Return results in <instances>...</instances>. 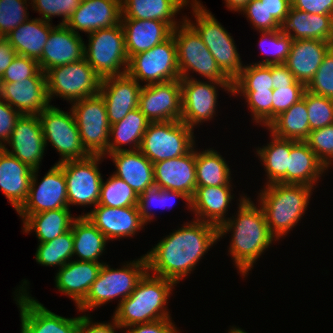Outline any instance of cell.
Segmentation results:
<instances>
[{
	"label": "cell",
	"mask_w": 333,
	"mask_h": 333,
	"mask_svg": "<svg viewBox=\"0 0 333 333\" xmlns=\"http://www.w3.org/2000/svg\"><path fill=\"white\" fill-rule=\"evenodd\" d=\"M219 241L218 227L193 217L182 227L160 240L145 254L149 273L173 281L195 270L201 258Z\"/></svg>",
	"instance_id": "obj_1"
},
{
	"label": "cell",
	"mask_w": 333,
	"mask_h": 333,
	"mask_svg": "<svg viewBox=\"0 0 333 333\" xmlns=\"http://www.w3.org/2000/svg\"><path fill=\"white\" fill-rule=\"evenodd\" d=\"M238 210L235 216L218 227L220 238L231 232L229 254L242 276L249 275L256 260L277 239L271 234L264 211L260 204L251 201L250 197L240 195Z\"/></svg>",
	"instance_id": "obj_2"
},
{
	"label": "cell",
	"mask_w": 333,
	"mask_h": 333,
	"mask_svg": "<svg viewBox=\"0 0 333 333\" xmlns=\"http://www.w3.org/2000/svg\"><path fill=\"white\" fill-rule=\"evenodd\" d=\"M174 286L177 285L173 281L147 271L130 296L117 305L112 317L123 329L137 324L172 319L167 301Z\"/></svg>",
	"instance_id": "obj_3"
},
{
	"label": "cell",
	"mask_w": 333,
	"mask_h": 333,
	"mask_svg": "<svg viewBox=\"0 0 333 333\" xmlns=\"http://www.w3.org/2000/svg\"><path fill=\"white\" fill-rule=\"evenodd\" d=\"M257 196L271 234L277 241L292 231L306 212L312 186L274 183L265 185Z\"/></svg>",
	"instance_id": "obj_4"
},
{
	"label": "cell",
	"mask_w": 333,
	"mask_h": 333,
	"mask_svg": "<svg viewBox=\"0 0 333 333\" xmlns=\"http://www.w3.org/2000/svg\"><path fill=\"white\" fill-rule=\"evenodd\" d=\"M104 263L98 277L91 285L85 299L77 306L80 312L94 310L117 297L118 305L135 290L138 282L148 271L145 255L127 262L121 268L113 269Z\"/></svg>",
	"instance_id": "obj_5"
},
{
	"label": "cell",
	"mask_w": 333,
	"mask_h": 333,
	"mask_svg": "<svg viewBox=\"0 0 333 333\" xmlns=\"http://www.w3.org/2000/svg\"><path fill=\"white\" fill-rule=\"evenodd\" d=\"M190 4L196 23L186 16L185 20L201 36L221 71L233 82L240 75L244 65L231 33H228L200 1L191 0Z\"/></svg>",
	"instance_id": "obj_6"
},
{
	"label": "cell",
	"mask_w": 333,
	"mask_h": 333,
	"mask_svg": "<svg viewBox=\"0 0 333 333\" xmlns=\"http://www.w3.org/2000/svg\"><path fill=\"white\" fill-rule=\"evenodd\" d=\"M172 34L177 47L180 79H190L192 71L207 80L232 82L221 71L201 36L185 20V16L182 18V23L173 29Z\"/></svg>",
	"instance_id": "obj_7"
},
{
	"label": "cell",
	"mask_w": 333,
	"mask_h": 333,
	"mask_svg": "<svg viewBox=\"0 0 333 333\" xmlns=\"http://www.w3.org/2000/svg\"><path fill=\"white\" fill-rule=\"evenodd\" d=\"M84 58L101 79L126 74L129 59L121 23L87 35Z\"/></svg>",
	"instance_id": "obj_8"
},
{
	"label": "cell",
	"mask_w": 333,
	"mask_h": 333,
	"mask_svg": "<svg viewBox=\"0 0 333 333\" xmlns=\"http://www.w3.org/2000/svg\"><path fill=\"white\" fill-rule=\"evenodd\" d=\"M194 129L181 120L150 122L139 150L154 164L189 153L195 145Z\"/></svg>",
	"instance_id": "obj_9"
},
{
	"label": "cell",
	"mask_w": 333,
	"mask_h": 333,
	"mask_svg": "<svg viewBox=\"0 0 333 333\" xmlns=\"http://www.w3.org/2000/svg\"><path fill=\"white\" fill-rule=\"evenodd\" d=\"M101 77L86 59L61 65L46 72L48 97H62L71 103L99 94Z\"/></svg>",
	"instance_id": "obj_10"
},
{
	"label": "cell",
	"mask_w": 333,
	"mask_h": 333,
	"mask_svg": "<svg viewBox=\"0 0 333 333\" xmlns=\"http://www.w3.org/2000/svg\"><path fill=\"white\" fill-rule=\"evenodd\" d=\"M42 133L48 143L61 155L57 163L68 160H82L90 156L82 145L74 114L50 105L39 114Z\"/></svg>",
	"instance_id": "obj_11"
},
{
	"label": "cell",
	"mask_w": 333,
	"mask_h": 333,
	"mask_svg": "<svg viewBox=\"0 0 333 333\" xmlns=\"http://www.w3.org/2000/svg\"><path fill=\"white\" fill-rule=\"evenodd\" d=\"M126 73L145 85L180 79L173 34L150 50L132 56Z\"/></svg>",
	"instance_id": "obj_12"
},
{
	"label": "cell",
	"mask_w": 333,
	"mask_h": 333,
	"mask_svg": "<svg viewBox=\"0 0 333 333\" xmlns=\"http://www.w3.org/2000/svg\"><path fill=\"white\" fill-rule=\"evenodd\" d=\"M83 147L90 155L108 150L110 123L100 94L75 101L71 106Z\"/></svg>",
	"instance_id": "obj_13"
},
{
	"label": "cell",
	"mask_w": 333,
	"mask_h": 333,
	"mask_svg": "<svg viewBox=\"0 0 333 333\" xmlns=\"http://www.w3.org/2000/svg\"><path fill=\"white\" fill-rule=\"evenodd\" d=\"M103 155H90L82 160L57 163L64 171L68 208L70 205L93 206L98 204L103 176L99 162Z\"/></svg>",
	"instance_id": "obj_14"
},
{
	"label": "cell",
	"mask_w": 333,
	"mask_h": 333,
	"mask_svg": "<svg viewBox=\"0 0 333 333\" xmlns=\"http://www.w3.org/2000/svg\"><path fill=\"white\" fill-rule=\"evenodd\" d=\"M15 290L20 311L21 333H76L80 316L66 318L51 312L27 292L28 280Z\"/></svg>",
	"instance_id": "obj_15"
},
{
	"label": "cell",
	"mask_w": 333,
	"mask_h": 333,
	"mask_svg": "<svg viewBox=\"0 0 333 333\" xmlns=\"http://www.w3.org/2000/svg\"><path fill=\"white\" fill-rule=\"evenodd\" d=\"M182 115L181 121L194 129L199 123L211 120L216 115L217 92L221 87L232 94L233 82L209 80L200 81L193 76L190 79H180ZM218 86V87H217Z\"/></svg>",
	"instance_id": "obj_16"
},
{
	"label": "cell",
	"mask_w": 333,
	"mask_h": 333,
	"mask_svg": "<svg viewBox=\"0 0 333 333\" xmlns=\"http://www.w3.org/2000/svg\"><path fill=\"white\" fill-rule=\"evenodd\" d=\"M38 171L34 170L29 195L17 211L19 215H31L53 209L68 208L66 178L63 169L55 163L38 183ZM39 185H38V184Z\"/></svg>",
	"instance_id": "obj_17"
},
{
	"label": "cell",
	"mask_w": 333,
	"mask_h": 333,
	"mask_svg": "<svg viewBox=\"0 0 333 333\" xmlns=\"http://www.w3.org/2000/svg\"><path fill=\"white\" fill-rule=\"evenodd\" d=\"M138 108L150 122L181 120L180 79L143 85L139 94Z\"/></svg>",
	"instance_id": "obj_18"
},
{
	"label": "cell",
	"mask_w": 333,
	"mask_h": 333,
	"mask_svg": "<svg viewBox=\"0 0 333 333\" xmlns=\"http://www.w3.org/2000/svg\"><path fill=\"white\" fill-rule=\"evenodd\" d=\"M3 149L30 169L37 170L46 148L39 115H21Z\"/></svg>",
	"instance_id": "obj_19"
},
{
	"label": "cell",
	"mask_w": 333,
	"mask_h": 333,
	"mask_svg": "<svg viewBox=\"0 0 333 333\" xmlns=\"http://www.w3.org/2000/svg\"><path fill=\"white\" fill-rule=\"evenodd\" d=\"M141 88V83L127 73L102 79L99 94L104 99L110 125L124 119L130 111L138 108Z\"/></svg>",
	"instance_id": "obj_20"
},
{
	"label": "cell",
	"mask_w": 333,
	"mask_h": 333,
	"mask_svg": "<svg viewBox=\"0 0 333 333\" xmlns=\"http://www.w3.org/2000/svg\"><path fill=\"white\" fill-rule=\"evenodd\" d=\"M82 216L90 220L108 241L133 237L145 226L137 206L112 208L97 204Z\"/></svg>",
	"instance_id": "obj_21"
},
{
	"label": "cell",
	"mask_w": 333,
	"mask_h": 333,
	"mask_svg": "<svg viewBox=\"0 0 333 333\" xmlns=\"http://www.w3.org/2000/svg\"><path fill=\"white\" fill-rule=\"evenodd\" d=\"M84 45L82 36L65 24H57L52 28L41 57L37 60L40 69L46 73L51 68L84 59Z\"/></svg>",
	"instance_id": "obj_22"
},
{
	"label": "cell",
	"mask_w": 333,
	"mask_h": 333,
	"mask_svg": "<svg viewBox=\"0 0 333 333\" xmlns=\"http://www.w3.org/2000/svg\"><path fill=\"white\" fill-rule=\"evenodd\" d=\"M121 17V0H82L65 25L78 35L90 34L120 24Z\"/></svg>",
	"instance_id": "obj_23"
},
{
	"label": "cell",
	"mask_w": 333,
	"mask_h": 333,
	"mask_svg": "<svg viewBox=\"0 0 333 333\" xmlns=\"http://www.w3.org/2000/svg\"><path fill=\"white\" fill-rule=\"evenodd\" d=\"M0 97L22 115H39L48 108L46 77H29L19 82H2Z\"/></svg>",
	"instance_id": "obj_24"
},
{
	"label": "cell",
	"mask_w": 333,
	"mask_h": 333,
	"mask_svg": "<svg viewBox=\"0 0 333 333\" xmlns=\"http://www.w3.org/2000/svg\"><path fill=\"white\" fill-rule=\"evenodd\" d=\"M154 184L161 189L183 192L190 199L196 184L195 149L177 158L158 161L153 164Z\"/></svg>",
	"instance_id": "obj_25"
},
{
	"label": "cell",
	"mask_w": 333,
	"mask_h": 333,
	"mask_svg": "<svg viewBox=\"0 0 333 333\" xmlns=\"http://www.w3.org/2000/svg\"><path fill=\"white\" fill-rule=\"evenodd\" d=\"M104 263L70 260L55 275V287L71 298L76 307L85 299Z\"/></svg>",
	"instance_id": "obj_26"
},
{
	"label": "cell",
	"mask_w": 333,
	"mask_h": 333,
	"mask_svg": "<svg viewBox=\"0 0 333 333\" xmlns=\"http://www.w3.org/2000/svg\"><path fill=\"white\" fill-rule=\"evenodd\" d=\"M121 25L128 59L162 43L173 32L168 23L158 20L121 19Z\"/></svg>",
	"instance_id": "obj_27"
},
{
	"label": "cell",
	"mask_w": 333,
	"mask_h": 333,
	"mask_svg": "<svg viewBox=\"0 0 333 333\" xmlns=\"http://www.w3.org/2000/svg\"><path fill=\"white\" fill-rule=\"evenodd\" d=\"M34 170L0 148V189L16 212L26 202Z\"/></svg>",
	"instance_id": "obj_28"
},
{
	"label": "cell",
	"mask_w": 333,
	"mask_h": 333,
	"mask_svg": "<svg viewBox=\"0 0 333 333\" xmlns=\"http://www.w3.org/2000/svg\"><path fill=\"white\" fill-rule=\"evenodd\" d=\"M332 46V43L323 40H293L284 64L297 81L307 85Z\"/></svg>",
	"instance_id": "obj_29"
},
{
	"label": "cell",
	"mask_w": 333,
	"mask_h": 333,
	"mask_svg": "<svg viewBox=\"0 0 333 333\" xmlns=\"http://www.w3.org/2000/svg\"><path fill=\"white\" fill-rule=\"evenodd\" d=\"M232 185L196 187L190 199V211L197 220L219 227L227 220L226 212L234 198Z\"/></svg>",
	"instance_id": "obj_30"
},
{
	"label": "cell",
	"mask_w": 333,
	"mask_h": 333,
	"mask_svg": "<svg viewBox=\"0 0 333 333\" xmlns=\"http://www.w3.org/2000/svg\"><path fill=\"white\" fill-rule=\"evenodd\" d=\"M116 171L113 174L124 180L138 195L154 185L153 163L138 150H123L108 154Z\"/></svg>",
	"instance_id": "obj_31"
},
{
	"label": "cell",
	"mask_w": 333,
	"mask_h": 333,
	"mask_svg": "<svg viewBox=\"0 0 333 333\" xmlns=\"http://www.w3.org/2000/svg\"><path fill=\"white\" fill-rule=\"evenodd\" d=\"M281 31L293 40L316 39L333 44V15L310 14L291 7Z\"/></svg>",
	"instance_id": "obj_32"
},
{
	"label": "cell",
	"mask_w": 333,
	"mask_h": 333,
	"mask_svg": "<svg viewBox=\"0 0 333 333\" xmlns=\"http://www.w3.org/2000/svg\"><path fill=\"white\" fill-rule=\"evenodd\" d=\"M328 170L305 141L291 140L288 158L287 184L316 187L315 183Z\"/></svg>",
	"instance_id": "obj_33"
},
{
	"label": "cell",
	"mask_w": 333,
	"mask_h": 333,
	"mask_svg": "<svg viewBox=\"0 0 333 333\" xmlns=\"http://www.w3.org/2000/svg\"><path fill=\"white\" fill-rule=\"evenodd\" d=\"M188 4L189 0H121V19L158 20L174 29L182 23L175 15Z\"/></svg>",
	"instance_id": "obj_34"
},
{
	"label": "cell",
	"mask_w": 333,
	"mask_h": 333,
	"mask_svg": "<svg viewBox=\"0 0 333 333\" xmlns=\"http://www.w3.org/2000/svg\"><path fill=\"white\" fill-rule=\"evenodd\" d=\"M54 26L40 17L29 19L11 31L5 39L18 55L38 60Z\"/></svg>",
	"instance_id": "obj_35"
},
{
	"label": "cell",
	"mask_w": 333,
	"mask_h": 333,
	"mask_svg": "<svg viewBox=\"0 0 333 333\" xmlns=\"http://www.w3.org/2000/svg\"><path fill=\"white\" fill-rule=\"evenodd\" d=\"M23 221V233L34 231L39 243H45L71 229L76 217L69 208L53 209L31 215H19Z\"/></svg>",
	"instance_id": "obj_36"
},
{
	"label": "cell",
	"mask_w": 333,
	"mask_h": 333,
	"mask_svg": "<svg viewBox=\"0 0 333 333\" xmlns=\"http://www.w3.org/2000/svg\"><path fill=\"white\" fill-rule=\"evenodd\" d=\"M149 124L150 121L139 108L130 111L124 119L111 125L108 150L103 156L106 158L108 154L117 151L138 150ZM127 144L131 145V148L122 147L128 146Z\"/></svg>",
	"instance_id": "obj_37"
},
{
	"label": "cell",
	"mask_w": 333,
	"mask_h": 333,
	"mask_svg": "<svg viewBox=\"0 0 333 333\" xmlns=\"http://www.w3.org/2000/svg\"><path fill=\"white\" fill-rule=\"evenodd\" d=\"M71 229L73 232V257L78 261L99 262V257L106 250L108 240L97 227L85 216L79 215L74 219Z\"/></svg>",
	"instance_id": "obj_38"
},
{
	"label": "cell",
	"mask_w": 333,
	"mask_h": 333,
	"mask_svg": "<svg viewBox=\"0 0 333 333\" xmlns=\"http://www.w3.org/2000/svg\"><path fill=\"white\" fill-rule=\"evenodd\" d=\"M308 117L304 93L302 99L274 118L266 129L279 138L305 141L310 133Z\"/></svg>",
	"instance_id": "obj_39"
},
{
	"label": "cell",
	"mask_w": 333,
	"mask_h": 333,
	"mask_svg": "<svg viewBox=\"0 0 333 333\" xmlns=\"http://www.w3.org/2000/svg\"><path fill=\"white\" fill-rule=\"evenodd\" d=\"M271 142L256 149L262 166L267 173V183L287 184L288 158L291 151V139L279 138L273 134L269 135Z\"/></svg>",
	"instance_id": "obj_40"
},
{
	"label": "cell",
	"mask_w": 333,
	"mask_h": 333,
	"mask_svg": "<svg viewBox=\"0 0 333 333\" xmlns=\"http://www.w3.org/2000/svg\"><path fill=\"white\" fill-rule=\"evenodd\" d=\"M195 164L197 187L232 185L230 168L215 149L201 152L195 149Z\"/></svg>",
	"instance_id": "obj_41"
},
{
	"label": "cell",
	"mask_w": 333,
	"mask_h": 333,
	"mask_svg": "<svg viewBox=\"0 0 333 333\" xmlns=\"http://www.w3.org/2000/svg\"><path fill=\"white\" fill-rule=\"evenodd\" d=\"M35 260L41 266H58L60 269L73 257V232L72 229L53 240L38 243Z\"/></svg>",
	"instance_id": "obj_42"
},
{
	"label": "cell",
	"mask_w": 333,
	"mask_h": 333,
	"mask_svg": "<svg viewBox=\"0 0 333 333\" xmlns=\"http://www.w3.org/2000/svg\"><path fill=\"white\" fill-rule=\"evenodd\" d=\"M178 198L183 199L186 205H188L187 209L190 210V198L183 192L161 189L155 184L148 187L142 194L138 195L137 207L142 221L147 225L154 219L155 216L151 212L153 206H155V208H170L173 202L175 203V200Z\"/></svg>",
	"instance_id": "obj_43"
},
{
	"label": "cell",
	"mask_w": 333,
	"mask_h": 333,
	"mask_svg": "<svg viewBox=\"0 0 333 333\" xmlns=\"http://www.w3.org/2000/svg\"><path fill=\"white\" fill-rule=\"evenodd\" d=\"M138 194L122 179L112 174L101 183L98 205L112 208L137 206Z\"/></svg>",
	"instance_id": "obj_44"
},
{
	"label": "cell",
	"mask_w": 333,
	"mask_h": 333,
	"mask_svg": "<svg viewBox=\"0 0 333 333\" xmlns=\"http://www.w3.org/2000/svg\"><path fill=\"white\" fill-rule=\"evenodd\" d=\"M259 33H262L260 35L261 38L258 43L261 47V51L263 54L267 56L269 55L270 57H265L266 59H262V61H259L257 63L255 62L253 64H284L290 52L293 39L289 35L284 34L281 29L271 31H259Z\"/></svg>",
	"instance_id": "obj_45"
},
{
	"label": "cell",
	"mask_w": 333,
	"mask_h": 333,
	"mask_svg": "<svg viewBox=\"0 0 333 333\" xmlns=\"http://www.w3.org/2000/svg\"><path fill=\"white\" fill-rule=\"evenodd\" d=\"M232 91H273L271 65H244L233 81Z\"/></svg>",
	"instance_id": "obj_46"
},
{
	"label": "cell",
	"mask_w": 333,
	"mask_h": 333,
	"mask_svg": "<svg viewBox=\"0 0 333 333\" xmlns=\"http://www.w3.org/2000/svg\"><path fill=\"white\" fill-rule=\"evenodd\" d=\"M238 94L245 97L253 122L267 127L272 121L273 91H232L233 96Z\"/></svg>",
	"instance_id": "obj_47"
},
{
	"label": "cell",
	"mask_w": 333,
	"mask_h": 333,
	"mask_svg": "<svg viewBox=\"0 0 333 333\" xmlns=\"http://www.w3.org/2000/svg\"><path fill=\"white\" fill-rule=\"evenodd\" d=\"M310 131L333 124V99L305 91Z\"/></svg>",
	"instance_id": "obj_48"
},
{
	"label": "cell",
	"mask_w": 333,
	"mask_h": 333,
	"mask_svg": "<svg viewBox=\"0 0 333 333\" xmlns=\"http://www.w3.org/2000/svg\"><path fill=\"white\" fill-rule=\"evenodd\" d=\"M29 0H0V36L5 38L19 25L29 20Z\"/></svg>",
	"instance_id": "obj_49"
},
{
	"label": "cell",
	"mask_w": 333,
	"mask_h": 333,
	"mask_svg": "<svg viewBox=\"0 0 333 333\" xmlns=\"http://www.w3.org/2000/svg\"><path fill=\"white\" fill-rule=\"evenodd\" d=\"M31 1V3H30ZM33 10L39 12L42 20L52 22L53 16H61L62 22L65 24L72 16L73 12L78 9L82 0H30Z\"/></svg>",
	"instance_id": "obj_50"
},
{
	"label": "cell",
	"mask_w": 333,
	"mask_h": 333,
	"mask_svg": "<svg viewBox=\"0 0 333 333\" xmlns=\"http://www.w3.org/2000/svg\"><path fill=\"white\" fill-rule=\"evenodd\" d=\"M306 90L333 99V46L325 54L318 70L306 85Z\"/></svg>",
	"instance_id": "obj_51"
},
{
	"label": "cell",
	"mask_w": 333,
	"mask_h": 333,
	"mask_svg": "<svg viewBox=\"0 0 333 333\" xmlns=\"http://www.w3.org/2000/svg\"><path fill=\"white\" fill-rule=\"evenodd\" d=\"M305 142L329 169L333 162V124L310 131Z\"/></svg>",
	"instance_id": "obj_52"
},
{
	"label": "cell",
	"mask_w": 333,
	"mask_h": 333,
	"mask_svg": "<svg viewBox=\"0 0 333 333\" xmlns=\"http://www.w3.org/2000/svg\"><path fill=\"white\" fill-rule=\"evenodd\" d=\"M29 77H46V73L40 69L36 59L17 54L4 71L1 80L13 83Z\"/></svg>",
	"instance_id": "obj_53"
},
{
	"label": "cell",
	"mask_w": 333,
	"mask_h": 333,
	"mask_svg": "<svg viewBox=\"0 0 333 333\" xmlns=\"http://www.w3.org/2000/svg\"><path fill=\"white\" fill-rule=\"evenodd\" d=\"M240 12L245 14L258 32L281 29V24L269 15L266 0H250Z\"/></svg>",
	"instance_id": "obj_54"
},
{
	"label": "cell",
	"mask_w": 333,
	"mask_h": 333,
	"mask_svg": "<svg viewBox=\"0 0 333 333\" xmlns=\"http://www.w3.org/2000/svg\"><path fill=\"white\" fill-rule=\"evenodd\" d=\"M306 86H282L273 90L272 120L303 98Z\"/></svg>",
	"instance_id": "obj_55"
},
{
	"label": "cell",
	"mask_w": 333,
	"mask_h": 333,
	"mask_svg": "<svg viewBox=\"0 0 333 333\" xmlns=\"http://www.w3.org/2000/svg\"><path fill=\"white\" fill-rule=\"evenodd\" d=\"M22 114L0 97V148L6 146Z\"/></svg>",
	"instance_id": "obj_56"
},
{
	"label": "cell",
	"mask_w": 333,
	"mask_h": 333,
	"mask_svg": "<svg viewBox=\"0 0 333 333\" xmlns=\"http://www.w3.org/2000/svg\"><path fill=\"white\" fill-rule=\"evenodd\" d=\"M115 329H121L119 323L116 322L114 318H112L111 322H92L91 316L89 314H83L80 316V321L77 327L76 333H117Z\"/></svg>",
	"instance_id": "obj_57"
},
{
	"label": "cell",
	"mask_w": 333,
	"mask_h": 333,
	"mask_svg": "<svg viewBox=\"0 0 333 333\" xmlns=\"http://www.w3.org/2000/svg\"><path fill=\"white\" fill-rule=\"evenodd\" d=\"M291 7L310 14L333 15V0H291Z\"/></svg>",
	"instance_id": "obj_58"
},
{
	"label": "cell",
	"mask_w": 333,
	"mask_h": 333,
	"mask_svg": "<svg viewBox=\"0 0 333 333\" xmlns=\"http://www.w3.org/2000/svg\"><path fill=\"white\" fill-rule=\"evenodd\" d=\"M172 321L171 319H162L151 323L133 325L125 328V333H180Z\"/></svg>",
	"instance_id": "obj_59"
},
{
	"label": "cell",
	"mask_w": 333,
	"mask_h": 333,
	"mask_svg": "<svg viewBox=\"0 0 333 333\" xmlns=\"http://www.w3.org/2000/svg\"><path fill=\"white\" fill-rule=\"evenodd\" d=\"M271 77L273 80V90L279 89L282 86H306L295 79L293 73L285 64L271 65Z\"/></svg>",
	"instance_id": "obj_60"
},
{
	"label": "cell",
	"mask_w": 333,
	"mask_h": 333,
	"mask_svg": "<svg viewBox=\"0 0 333 333\" xmlns=\"http://www.w3.org/2000/svg\"><path fill=\"white\" fill-rule=\"evenodd\" d=\"M266 8L269 15L282 24L291 8V0H266Z\"/></svg>",
	"instance_id": "obj_61"
},
{
	"label": "cell",
	"mask_w": 333,
	"mask_h": 333,
	"mask_svg": "<svg viewBox=\"0 0 333 333\" xmlns=\"http://www.w3.org/2000/svg\"><path fill=\"white\" fill-rule=\"evenodd\" d=\"M16 55L15 49L5 38H2L0 40V76L3 75Z\"/></svg>",
	"instance_id": "obj_62"
},
{
	"label": "cell",
	"mask_w": 333,
	"mask_h": 333,
	"mask_svg": "<svg viewBox=\"0 0 333 333\" xmlns=\"http://www.w3.org/2000/svg\"><path fill=\"white\" fill-rule=\"evenodd\" d=\"M226 7L231 11L240 12L250 0H224Z\"/></svg>",
	"instance_id": "obj_63"
},
{
	"label": "cell",
	"mask_w": 333,
	"mask_h": 333,
	"mask_svg": "<svg viewBox=\"0 0 333 333\" xmlns=\"http://www.w3.org/2000/svg\"><path fill=\"white\" fill-rule=\"evenodd\" d=\"M228 333H247V332L239 327L237 328V327L232 326V328H230Z\"/></svg>",
	"instance_id": "obj_64"
},
{
	"label": "cell",
	"mask_w": 333,
	"mask_h": 333,
	"mask_svg": "<svg viewBox=\"0 0 333 333\" xmlns=\"http://www.w3.org/2000/svg\"><path fill=\"white\" fill-rule=\"evenodd\" d=\"M1 90H2V80H1V76H0V94H1Z\"/></svg>",
	"instance_id": "obj_65"
}]
</instances>
